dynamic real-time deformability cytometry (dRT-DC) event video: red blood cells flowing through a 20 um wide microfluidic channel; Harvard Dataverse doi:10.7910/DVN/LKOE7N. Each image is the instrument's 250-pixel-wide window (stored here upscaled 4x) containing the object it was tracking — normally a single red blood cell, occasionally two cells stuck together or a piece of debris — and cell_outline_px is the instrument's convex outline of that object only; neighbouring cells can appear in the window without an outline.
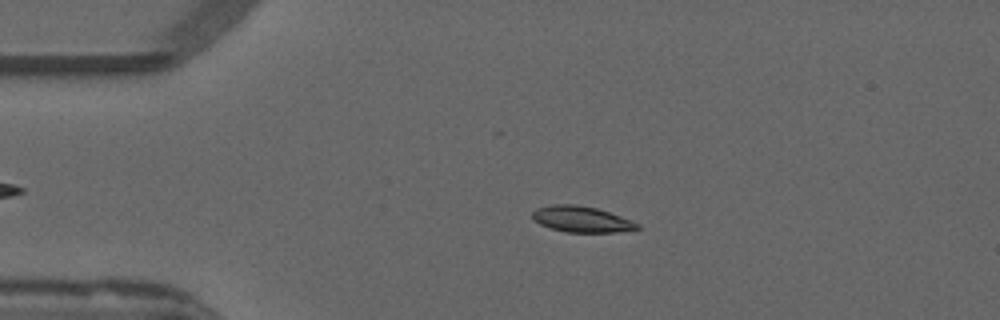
{"species": "common noctule bat (a hibernating species)", "species_latin": "Nyctalus noctula", "temperature_condition": "warm", "stored_images_in_passage": 47, "camera_frame_rate_fps": 3000, "um_per_image_px": 0.085, "animal": {"sex": "male", "forearm_length_mm": 52.5}, "frame": {"image": 1, "passage_image": 11, "time_ms": 3.333, "image_size_px": [1000, 320], "cell_outline_px": [[640, 228], [616, 232], [568, 232], [552, 228], [540, 224], [532, 216], [532, 212], [536, 208], [552, 204], [576, 204], [596, 208], [632, 220], [640, 224]], "centroid_in_image_um": [49.44, 18.62], "position_along_channel_um": 35.6, "area_um2": 15.72}}
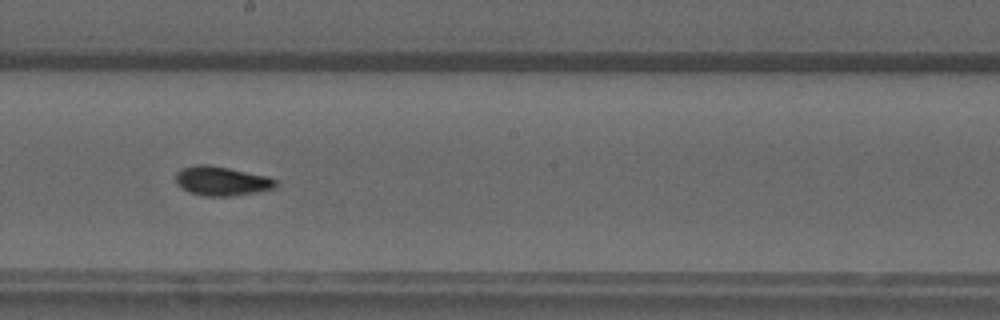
{"frame": {"image": 2, "passage_image": 29, "time_ms": 9.333, "image_size_px": [1000, 320], "cell_outline_px": [[276, 188], [256, 192], [228, 196], [204, 196], [188, 192], [180, 188], [176, 184], [176, 172], [180, 168], [196, 164], [204, 164], [228, 168], [268, 176], [276, 180]], "centroid_in_image_um": [18.79, 15.38], "position_along_channel_um": 229.4, "area_um2": 17.11}}
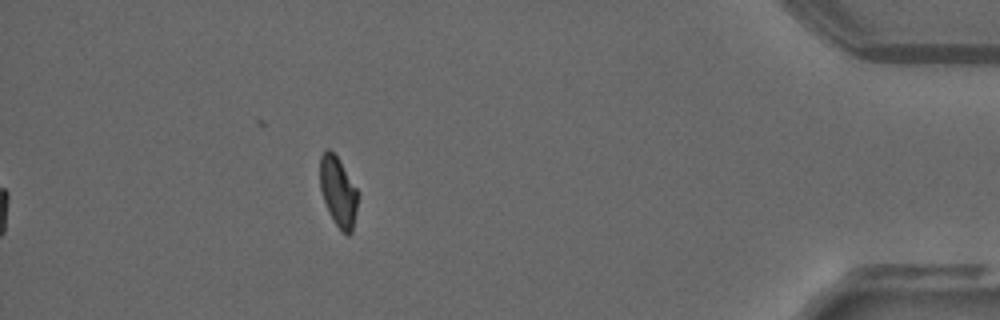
{"frame": {"image": 3, "passage_image": 47, "time_ms": 15.333, "image_size_px": [1000, 320], "cell_outline_px": [[356, 212], [352, 232], [348, 236], [336, 224], [328, 212], [320, 188], [320, 156], [328, 148], [336, 156], [356, 188]], "centroid_in_image_um": [28.72, 16.31], "position_along_channel_um": 406.5, "area_um2": 14.85}, "authors_computed_cell_mechanics": {"area_um2": 16.2418, "velocity_mm_per_s": 3.8468, "shape_relaxation_time_tau1_ms": null, "shape_relaxation_time_tau2_ms": 2.3757, "deformation_change_tau1": null, "deformation_change_tau2": 0.0592}}